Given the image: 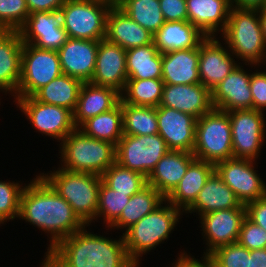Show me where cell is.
Listing matches in <instances>:
<instances>
[{
	"label": "cell",
	"instance_id": "cell-11",
	"mask_svg": "<svg viewBox=\"0 0 266 267\" xmlns=\"http://www.w3.org/2000/svg\"><path fill=\"white\" fill-rule=\"evenodd\" d=\"M228 113L231 123L233 158L259 159L260 150L266 142L265 112L243 109Z\"/></svg>",
	"mask_w": 266,
	"mask_h": 267
},
{
	"label": "cell",
	"instance_id": "cell-1",
	"mask_svg": "<svg viewBox=\"0 0 266 267\" xmlns=\"http://www.w3.org/2000/svg\"><path fill=\"white\" fill-rule=\"evenodd\" d=\"M35 177L28 185H24L18 219L50 235L48 252L60 240L78 232L85 224L74 213L71 205L40 174Z\"/></svg>",
	"mask_w": 266,
	"mask_h": 267
},
{
	"label": "cell",
	"instance_id": "cell-20",
	"mask_svg": "<svg viewBox=\"0 0 266 267\" xmlns=\"http://www.w3.org/2000/svg\"><path fill=\"white\" fill-rule=\"evenodd\" d=\"M99 41L68 38L57 51L63 74L90 82L96 65Z\"/></svg>",
	"mask_w": 266,
	"mask_h": 267
},
{
	"label": "cell",
	"instance_id": "cell-7",
	"mask_svg": "<svg viewBox=\"0 0 266 267\" xmlns=\"http://www.w3.org/2000/svg\"><path fill=\"white\" fill-rule=\"evenodd\" d=\"M192 153L196 159L214 165L233 158L228 112L213 108L197 119L195 146Z\"/></svg>",
	"mask_w": 266,
	"mask_h": 267
},
{
	"label": "cell",
	"instance_id": "cell-2",
	"mask_svg": "<svg viewBox=\"0 0 266 267\" xmlns=\"http://www.w3.org/2000/svg\"><path fill=\"white\" fill-rule=\"evenodd\" d=\"M85 225L78 232L60 240L45 252L40 267H135L130 259L123 235L112 239L87 231Z\"/></svg>",
	"mask_w": 266,
	"mask_h": 267
},
{
	"label": "cell",
	"instance_id": "cell-35",
	"mask_svg": "<svg viewBox=\"0 0 266 267\" xmlns=\"http://www.w3.org/2000/svg\"><path fill=\"white\" fill-rule=\"evenodd\" d=\"M164 85L162 79H127L125 88L120 93L121 100L133 106L157 108Z\"/></svg>",
	"mask_w": 266,
	"mask_h": 267
},
{
	"label": "cell",
	"instance_id": "cell-3",
	"mask_svg": "<svg viewBox=\"0 0 266 267\" xmlns=\"http://www.w3.org/2000/svg\"><path fill=\"white\" fill-rule=\"evenodd\" d=\"M236 60L260 68L266 58V42L258 9L231 8L226 29L221 34Z\"/></svg>",
	"mask_w": 266,
	"mask_h": 267
},
{
	"label": "cell",
	"instance_id": "cell-23",
	"mask_svg": "<svg viewBox=\"0 0 266 267\" xmlns=\"http://www.w3.org/2000/svg\"><path fill=\"white\" fill-rule=\"evenodd\" d=\"M195 159L191 152L169 150L148 175L147 184L166 198L179 184Z\"/></svg>",
	"mask_w": 266,
	"mask_h": 267
},
{
	"label": "cell",
	"instance_id": "cell-31",
	"mask_svg": "<svg viewBox=\"0 0 266 267\" xmlns=\"http://www.w3.org/2000/svg\"><path fill=\"white\" fill-rule=\"evenodd\" d=\"M128 79H162V54L154 43L126 50Z\"/></svg>",
	"mask_w": 266,
	"mask_h": 267
},
{
	"label": "cell",
	"instance_id": "cell-45",
	"mask_svg": "<svg viewBox=\"0 0 266 267\" xmlns=\"http://www.w3.org/2000/svg\"><path fill=\"white\" fill-rule=\"evenodd\" d=\"M165 21H188L186 0H159Z\"/></svg>",
	"mask_w": 266,
	"mask_h": 267
},
{
	"label": "cell",
	"instance_id": "cell-55",
	"mask_svg": "<svg viewBox=\"0 0 266 267\" xmlns=\"http://www.w3.org/2000/svg\"><path fill=\"white\" fill-rule=\"evenodd\" d=\"M263 62H264V63H263ZM263 62H262L261 64H262V65H263V64L265 65V64H266V58H265V60H264ZM265 72H266V71H265Z\"/></svg>",
	"mask_w": 266,
	"mask_h": 267
},
{
	"label": "cell",
	"instance_id": "cell-29",
	"mask_svg": "<svg viewBox=\"0 0 266 267\" xmlns=\"http://www.w3.org/2000/svg\"><path fill=\"white\" fill-rule=\"evenodd\" d=\"M206 36L189 21H165L153 35V43L163 54L169 51L197 48Z\"/></svg>",
	"mask_w": 266,
	"mask_h": 267
},
{
	"label": "cell",
	"instance_id": "cell-5",
	"mask_svg": "<svg viewBox=\"0 0 266 267\" xmlns=\"http://www.w3.org/2000/svg\"><path fill=\"white\" fill-rule=\"evenodd\" d=\"M62 169L99 176L116 162V146L108 141L86 136L76 128L60 142Z\"/></svg>",
	"mask_w": 266,
	"mask_h": 267
},
{
	"label": "cell",
	"instance_id": "cell-47",
	"mask_svg": "<svg viewBox=\"0 0 266 267\" xmlns=\"http://www.w3.org/2000/svg\"><path fill=\"white\" fill-rule=\"evenodd\" d=\"M67 0H26L29 13L60 10Z\"/></svg>",
	"mask_w": 266,
	"mask_h": 267
},
{
	"label": "cell",
	"instance_id": "cell-48",
	"mask_svg": "<svg viewBox=\"0 0 266 267\" xmlns=\"http://www.w3.org/2000/svg\"><path fill=\"white\" fill-rule=\"evenodd\" d=\"M249 267H266V248L250 250Z\"/></svg>",
	"mask_w": 266,
	"mask_h": 267
},
{
	"label": "cell",
	"instance_id": "cell-22",
	"mask_svg": "<svg viewBox=\"0 0 266 267\" xmlns=\"http://www.w3.org/2000/svg\"><path fill=\"white\" fill-rule=\"evenodd\" d=\"M186 5L188 21L206 37L218 36L226 29L231 0H186Z\"/></svg>",
	"mask_w": 266,
	"mask_h": 267
},
{
	"label": "cell",
	"instance_id": "cell-15",
	"mask_svg": "<svg viewBox=\"0 0 266 267\" xmlns=\"http://www.w3.org/2000/svg\"><path fill=\"white\" fill-rule=\"evenodd\" d=\"M18 32L23 44L55 51H58L69 38L63 27L60 10L30 13Z\"/></svg>",
	"mask_w": 266,
	"mask_h": 267
},
{
	"label": "cell",
	"instance_id": "cell-4",
	"mask_svg": "<svg viewBox=\"0 0 266 267\" xmlns=\"http://www.w3.org/2000/svg\"><path fill=\"white\" fill-rule=\"evenodd\" d=\"M181 215L182 211L165 199L125 232L123 230L122 235L130 259L135 264L141 262L143 255L167 240L179 223Z\"/></svg>",
	"mask_w": 266,
	"mask_h": 267
},
{
	"label": "cell",
	"instance_id": "cell-17",
	"mask_svg": "<svg viewBox=\"0 0 266 267\" xmlns=\"http://www.w3.org/2000/svg\"><path fill=\"white\" fill-rule=\"evenodd\" d=\"M158 134L169 150L191 152L195 146L197 118L174 108L157 107Z\"/></svg>",
	"mask_w": 266,
	"mask_h": 267
},
{
	"label": "cell",
	"instance_id": "cell-50",
	"mask_svg": "<svg viewBox=\"0 0 266 267\" xmlns=\"http://www.w3.org/2000/svg\"><path fill=\"white\" fill-rule=\"evenodd\" d=\"M236 8L260 9L266 7V0H231Z\"/></svg>",
	"mask_w": 266,
	"mask_h": 267
},
{
	"label": "cell",
	"instance_id": "cell-37",
	"mask_svg": "<svg viewBox=\"0 0 266 267\" xmlns=\"http://www.w3.org/2000/svg\"><path fill=\"white\" fill-rule=\"evenodd\" d=\"M119 8L152 35L165 23L159 0H125Z\"/></svg>",
	"mask_w": 266,
	"mask_h": 267
},
{
	"label": "cell",
	"instance_id": "cell-51",
	"mask_svg": "<svg viewBox=\"0 0 266 267\" xmlns=\"http://www.w3.org/2000/svg\"><path fill=\"white\" fill-rule=\"evenodd\" d=\"M259 10V17L261 21L262 33L264 36V40L266 42V7L260 8Z\"/></svg>",
	"mask_w": 266,
	"mask_h": 267
},
{
	"label": "cell",
	"instance_id": "cell-34",
	"mask_svg": "<svg viewBox=\"0 0 266 267\" xmlns=\"http://www.w3.org/2000/svg\"><path fill=\"white\" fill-rule=\"evenodd\" d=\"M78 129L86 136L108 141L116 146L123 136L121 99L114 108L86 120Z\"/></svg>",
	"mask_w": 266,
	"mask_h": 267
},
{
	"label": "cell",
	"instance_id": "cell-12",
	"mask_svg": "<svg viewBox=\"0 0 266 267\" xmlns=\"http://www.w3.org/2000/svg\"><path fill=\"white\" fill-rule=\"evenodd\" d=\"M14 102L35 130L58 142L76 129L73 112L65 107L39 102L33 96L14 97Z\"/></svg>",
	"mask_w": 266,
	"mask_h": 267
},
{
	"label": "cell",
	"instance_id": "cell-18",
	"mask_svg": "<svg viewBox=\"0 0 266 267\" xmlns=\"http://www.w3.org/2000/svg\"><path fill=\"white\" fill-rule=\"evenodd\" d=\"M240 65L238 64L211 91L212 105L215 109L225 112L252 109L253 97L250 89L251 72L244 70L242 63Z\"/></svg>",
	"mask_w": 266,
	"mask_h": 267
},
{
	"label": "cell",
	"instance_id": "cell-36",
	"mask_svg": "<svg viewBox=\"0 0 266 267\" xmlns=\"http://www.w3.org/2000/svg\"><path fill=\"white\" fill-rule=\"evenodd\" d=\"M122 105L123 134L127 135H154L158 133L157 108Z\"/></svg>",
	"mask_w": 266,
	"mask_h": 267
},
{
	"label": "cell",
	"instance_id": "cell-46",
	"mask_svg": "<svg viewBox=\"0 0 266 267\" xmlns=\"http://www.w3.org/2000/svg\"><path fill=\"white\" fill-rule=\"evenodd\" d=\"M246 217L266 231V195L245 205Z\"/></svg>",
	"mask_w": 266,
	"mask_h": 267
},
{
	"label": "cell",
	"instance_id": "cell-8",
	"mask_svg": "<svg viewBox=\"0 0 266 267\" xmlns=\"http://www.w3.org/2000/svg\"><path fill=\"white\" fill-rule=\"evenodd\" d=\"M110 9L104 0H67L60 9L64 30L69 38L105 39Z\"/></svg>",
	"mask_w": 266,
	"mask_h": 267
},
{
	"label": "cell",
	"instance_id": "cell-32",
	"mask_svg": "<svg viewBox=\"0 0 266 267\" xmlns=\"http://www.w3.org/2000/svg\"><path fill=\"white\" fill-rule=\"evenodd\" d=\"M165 198L157 189L146 185L138 193L130 197L120 217L106 230L125 229V231L138 222L142 217L152 212Z\"/></svg>",
	"mask_w": 266,
	"mask_h": 267
},
{
	"label": "cell",
	"instance_id": "cell-42",
	"mask_svg": "<svg viewBox=\"0 0 266 267\" xmlns=\"http://www.w3.org/2000/svg\"><path fill=\"white\" fill-rule=\"evenodd\" d=\"M29 14L26 0H0V26L18 31Z\"/></svg>",
	"mask_w": 266,
	"mask_h": 267
},
{
	"label": "cell",
	"instance_id": "cell-26",
	"mask_svg": "<svg viewBox=\"0 0 266 267\" xmlns=\"http://www.w3.org/2000/svg\"><path fill=\"white\" fill-rule=\"evenodd\" d=\"M105 38L125 50L153 42V35L133 21L119 7H111L108 12Z\"/></svg>",
	"mask_w": 266,
	"mask_h": 267
},
{
	"label": "cell",
	"instance_id": "cell-44",
	"mask_svg": "<svg viewBox=\"0 0 266 267\" xmlns=\"http://www.w3.org/2000/svg\"><path fill=\"white\" fill-rule=\"evenodd\" d=\"M254 71L256 72H252L250 78V89L253 97L252 109L264 112L266 110V72L265 69Z\"/></svg>",
	"mask_w": 266,
	"mask_h": 267
},
{
	"label": "cell",
	"instance_id": "cell-10",
	"mask_svg": "<svg viewBox=\"0 0 266 267\" xmlns=\"http://www.w3.org/2000/svg\"><path fill=\"white\" fill-rule=\"evenodd\" d=\"M168 151L166 142L158 133L140 136L123 134L116 145L115 155L118 164L147 178Z\"/></svg>",
	"mask_w": 266,
	"mask_h": 267
},
{
	"label": "cell",
	"instance_id": "cell-6",
	"mask_svg": "<svg viewBox=\"0 0 266 267\" xmlns=\"http://www.w3.org/2000/svg\"><path fill=\"white\" fill-rule=\"evenodd\" d=\"M40 175L71 205L74 213L85 225L95 223L101 176L70 172L60 168V164L57 170Z\"/></svg>",
	"mask_w": 266,
	"mask_h": 267
},
{
	"label": "cell",
	"instance_id": "cell-38",
	"mask_svg": "<svg viewBox=\"0 0 266 267\" xmlns=\"http://www.w3.org/2000/svg\"><path fill=\"white\" fill-rule=\"evenodd\" d=\"M102 181L117 193L132 196L147 185V178L142 174L125 168L115 162L103 174Z\"/></svg>",
	"mask_w": 266,
	"mask_h": 267
},
{
	"label": "cell",
	"instance_id": "cell-54",
	"mask_svg": "<svg viewBox=\"0 0 266 267\" xmlns=\"http://www.w3.org/2000/svg\"><path fill=\"white\" fill-rule=\"evenodd\" d=\"M111 7H119L125 0H104Z\"/></svg>",
	"mask_w": 266,
	"mask_h": 267
},
{
	"label": "cell",
	"instance_id": "cell-52",
	"mask_svg": "<svg viewBox=\"0 0 266 267\" xmlns=\"http://www.w3.org/2000/svg\"><path fill=\"white\" fill-rule=\"evenodd\" d=\"M14 32L10 28L0 26V45Z\"/></svg>",
	"mask_w": 266,
	"mask_h": 267
},
{
	"label": "cell",
	"instance_id": "cell-43",
	"mask_svg": "<svg viewBox=\"0 0 266 267\" xmlns=\"http://www.w3.org/2000/svg\"><path fill=\"white\" fill-rule=\"evenodd\" d=\"M238 242L249 250L266 248V231L246 217L240 228Z\"/></svg>",
	"mask_w": 266,
	"mask_h": 267
},
{
	"label": "cell",
	"instance_id": "cell-28",
	"mask_svg": "<svg viewBox=\"0 0 266 267\" xmlns=\"http://www.w3.org/2000/svg\"><path fill=\"white\" fill-rule=\"evenodd\" d=\"M215 171V165L195 159L174 190L165 198L183 213L194 203L207 179Z\"/></svg>",
	"mask_w": 266,
	"mask_h": 267
},
{
	"label": "cell",
	"instance_id": "cell-53",
	"mask_svg": "<svg viewBox=\"0 0 266 267\" xmlns=\"http://www.w3.org/2000/svg\"><path fill=\"white\" fill-rule=\"evenodd\" d=\"M179 254H180V255H178L179 257H177L175 262L172 263V265H173L172 267H181V257L189 255V254H187V252H185V250H183V252L181 251ZM139 265H140V262L135 264V267H139Z\"/></svg>",
	"mask_w": 266,
	"mask_h": 267
},
{
	"label": "cell",
	"instance_id": "cell-25",
	"mask_svg": "<svg viewBox=\"0 0 266 267\" xmlns=\"http://www.w3.org/2000/svg\"><path fill=\"white\" fill-rule=\"evenodd\" d=\"M232 208L246 207L214 171L207 179L194 203L184 213H196L200 217L208 212Z\"/></svg>",
	"mask_w": 266,
	"mask_h": 267
},
{
	"label": "cell",
	"instance_id": "cell-21",
	"mask_svg": "<svg viewBox=\"0 0 266 267\" xmlns=\"http://www.w3.org/2000/svg\"><path fill=\"white\" fill-rule=\"evenodd\" d=\"M159 106L174 108L199 119L214 107L211 91L203 84H165Z\"/></svg>",
	"mask_w": 266,
	"mask_h": 267
},
{
	"label": "cell",
	"instance_id": "cell-49",
	"mask_svg": "<svg viewBox=\"0 0 266 267\" xmlns=\"http://www.w3.org/2000/svg\"><path fill=\"white\" fill-rule=\"evenodd\" d=\"M193 257L191 253L181 257V267H213L205 258L200 260Z\"/></svg>",
	"mask_w": 266,
	"mask_h": 267
},
{
	"label": "cell",
	"instance_id": "cell-9",
	"mask_svg": "<svg viewBox=\"0 0 266 267\" xmlns=\"http://www.w3.org/2000/svg\"><path fill=\"white\" fill-rule=\"evenodd\" d=\"M58 52L23 44L21 77L13 97H30L50 81L62 75Z\"/></svg>",
	"mask_w": 266,
	"mask_h": 267
},
{
	"label": "cell",
	"instance_id": "cell-30",
	"mask_svg": "<svg viewBox=\"0 0 266 267\" xmlns=\"http://www.w3.org/2000/svg\"><path fill=\"white\" fill-rule=\"evenodd\" d=\"M23 42L18 31H14L0 45V89L14 96L21 77V55Z\"/></svg>",
	"mask_w": 266,
	"mask_h": 267
},
{
	"label": "cell",
	"instance_id": "cell-27",
	"mask_svg": "<svg viewBox=\"0 0 266 267\" xmlns=\"http://www.w3.org/2000/svg\"><path fill=\"white\" fill-rule=\"evenodd\" d=\"M199 47L169 51L162 54V80L165 84H197Z\"/></svg>",
	"mask_w": 266,
	"mask_h": 267
},
{
	"label": "cell",
	"instance_id": "cell-41",
	"mask_svg": "<svg viewBox=\"0 0 266 267\" xmlns=\"http://www.w3.org/2000/svg\"><path fill=\"white\" fill-rule=\"evenodd\" d=\"M19 182L0 180V224L19 218L20 197L24 188Z\"/></svg>",
	"mask_w": 266,
	"mask_h": 267
},
{
	"label": "cell",
	"instance_id": "cell-33",
	"mask_svg": "<svg viewBox=\"0 0 266 267\" xmlns=\"http://www.w3.org/2000/svg\"><path fill=\"white\" fill-rule=\"evenodd\" d=\"M82 84L80 79L62 74L39 89L33 97L39 102L62 106L74 112Z\"/></svg>",
	"mask_w": 266,
	"mask_h": 267
},
{
	"label": "cell",
	"instance_id": "cell-24",
	"mask_svg": "<svg viewBox=\"0 0 266 267\" xmlns=\"http://www.w3.org/2000/svg\"><path fill=\"white\" fill-rule=\"evenodd\" d=\"M120 99V92L112 87L83 82L73 112V122L76 128H79L86 120L111 110L120 102Z\"/></svg>",
	"mask_w": 266,
	"mask_h": 267
},
{
	"label": "cell",
	"instance_id": "cell-16",
	"mask_svg": "<svg viewBox=\"0 0 266 267\" xmlns=\"http://www.w3.org/2000/svg\"><path fill=\"white\" fill-rule=\"evenodd\" d=\"M222 43L216 36H212L206 37L199 45L200 82L210 91L241 63L235 61L236 57L230 52L226 43L223 41Z\"/></svg>",
	"mask_w": 266,
	"mask_h": 267
},
{
	"label": "cell",
	"instance_id": "cell-14",
	"mask_svg": "<svg viewBox=\"0 0 266 267\" xmlns=\"http://www.w3.org/2000/svg\"><path fill=\"white\" fill-rule=\"evenodd\" d=\"M200 218L202 236L207 249L201 258H206L215 249L238 242L240 228L246 218V208L222 209L208 212Z\"/></svg>",
	"mask_w": 266,
	"mask_h": 267
},
{
	"label": "cell",
	"instance_id": "cell-19",
	"mask_svg": "<svg viewBox=\"0 0 266 267\" xmlns=\"http://www.w3.org/2000/svg\"><path fill=\"white\" fill-rule=\"evenodd\" d=\"M128 79L126 50L106 38L99 41L96 65L90 83L122 92Z\"/></svg>",
	"mask_w": 266,
	"mask_h": 267
},
{
	"label": "cell",
	"instance_id": "cell-13",
	"mask_svg": "<svg viewBox=\"0 0 266 267\" xmlns=\"http://www.w3.org/2000/svg\"><path fill=\"white\" fill-rule=\"evenodd\" d=\"M257 161L231 158L215 165V171L235 193L238 200L246 205L266 195V183L255 170Z\"/></svg>",
	"mask_w": 266,
	"mask_h": 267
},
{
	"label": "cell",
	"instance_id": "cell-40",
	"mask_svg": "<svg viewBox=\"0 0 266 267\" xmlns=\"http://www.w3.org/2000/svg\"><path fill=\"white\" fill-rule=\"evenodd\" d=\"M250 250L239 242L221 246L205 259L213 267H249Z\"/></svg>",
	"mask_w": 266,
	"mask_h": 267
},
{
	"label": "cell",
	"instance_id": "cell-39",
	"mask_svg": "<svg viewBox=\"0 0 266 267\" xmlns=\"http://www.w3.org/2000/svg\"><path fill=\"white\" fill-rule=\"evenodd\" d=\"M129 200L130 196L117 193L101 181L96 222H98V218L102 217L103 219L100 220H103L106 228H109L120 217Z\"/></svg>",
	"mask_w": 266,
	"mask_h": 267
}]
</instances>
